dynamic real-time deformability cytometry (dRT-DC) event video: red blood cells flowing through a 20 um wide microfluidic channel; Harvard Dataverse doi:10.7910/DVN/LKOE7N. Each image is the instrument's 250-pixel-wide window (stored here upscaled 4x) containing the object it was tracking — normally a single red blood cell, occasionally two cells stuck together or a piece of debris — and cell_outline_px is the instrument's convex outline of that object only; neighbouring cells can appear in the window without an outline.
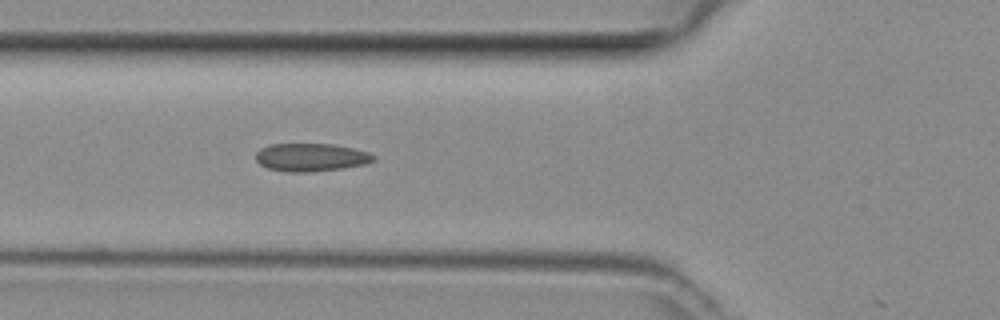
{"species": "common noctule bat (a hibernating species)", "species_latin": "Nyctalus noctula", "temperature_condition": "room temperature", "stored_images_in_passage": 13, "camera_frame_rate_fps": 3000, "um_per_image_px": 0.085, "animal": {"sex": "female", "body_mass_g": 29.2, "forearm_length_mm": 56.3}, "frame": {"image": 1, "passage_image": 12, "time_ms": 3.667, "image_size_px": [1000, 320], "cell_outline_px": [[376, 160], [368, 164], [344, 168], [312, 172], [288, 172], [268, 168], [260, 164], [256, 160], [256, 152], [260, 148], [268, 144], [332, 144], [352, 148], [368, 152], [376, 156]], "centroid_in_image_um": [26.46, 13.37], "position_along_channel_um": 99.3, "area_um2": 19.42}}